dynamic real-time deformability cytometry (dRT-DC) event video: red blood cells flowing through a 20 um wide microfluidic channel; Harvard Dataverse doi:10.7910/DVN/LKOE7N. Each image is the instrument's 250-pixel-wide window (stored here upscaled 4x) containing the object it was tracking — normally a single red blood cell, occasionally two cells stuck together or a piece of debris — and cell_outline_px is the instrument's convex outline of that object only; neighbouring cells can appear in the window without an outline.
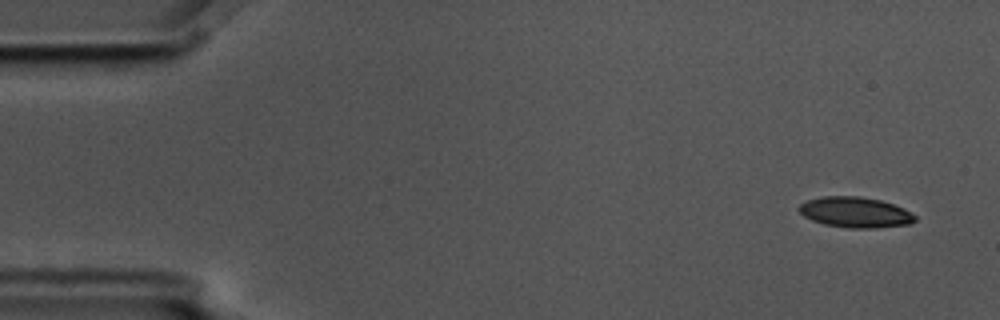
{"species": "common noctule bat (a hibernating species)", "species_latin": "Nyctalus noctula", "temperature_condition": "cold", "stored_images_in_passage": 6, "camera_frame_rate_fps": 3000, "um_per_image_px": 0.085, "animal": {"sex": "male", "body_mass_g": 17.5, "forearm_length_mm": 52.3}, "frame": {"image": 1, "passage_image": 1, "time_ms": 0.0, "image_size_px": [1000, 320], "cell_outline_px": [[916, 220], [908, 224], [876, 228], [848, 228], [824, 224], [812, 220], [804, 216], [796, 208], [800, 204], [808, 200], [824, 196], [860, 196], [880, 200], [904, 208], [912, 212], [916, 216]], "centroid_in_image_um": [72.7, 18.04], "position_along_channel_um": 12.3, "area_um2": 20.69}}
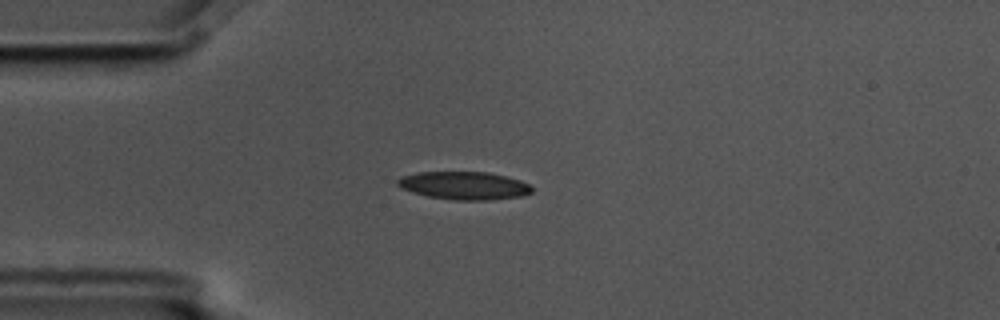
{"frame": {"image": 2, "passage_image": 4, "time_ms": 1.0, "image_size_px": [1000, 320], "cell_outline_px": [[532, 192], [524, 196], [488, 200], [452, 200], [428, 196], [412, 192], [400, 188], [396, 184], [396, 180], [404, 176], [416, 172], [488, 172], [520, 180], [528, 184], [532, 188]], "centroid_in_image_um": [39.44, 15.78], "position_along_channel_um": 45.6, "area_um2": 21.91}}